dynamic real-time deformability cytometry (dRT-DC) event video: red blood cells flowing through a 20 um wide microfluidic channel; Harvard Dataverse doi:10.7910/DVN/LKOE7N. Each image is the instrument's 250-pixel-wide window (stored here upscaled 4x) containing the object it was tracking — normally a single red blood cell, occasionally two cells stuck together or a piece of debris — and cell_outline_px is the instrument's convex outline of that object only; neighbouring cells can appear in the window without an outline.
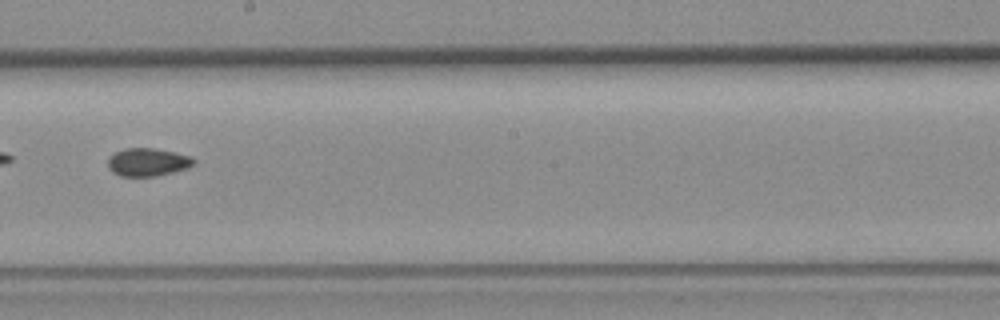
{"species": "common noctule bat (a hibernating species)", "species_latin": "Nyctalus noctula", "temperature_condition": "room temperature", "stored_images_in_passage": 52, "camera_frame_rate_fps": 3000, "um_per_image_px": 0.085, "animal": {"sex": "female", "body_mass_g": 19.3, "forearm_length_mm": 54.1}, "frame": {"image": 1, "passage_image": 29, "time_ms": 9.333, "image_size_px": [1000, 320], "cell_outline_px": [[196, 160], [188, 168], [156, 176], [120, 176], [112, 172], [108, 168], [108, 160], [116, 152], [124, 148], [152, 148], [172, 152], [188, 156]], "centroid_in_image_um": [12.52, 13.79], "position_along_channel_um": 235.7, "area_um2": 13.76}}
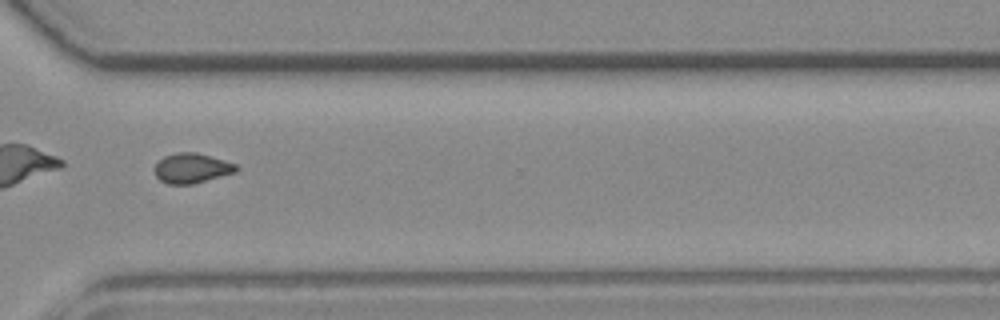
{"frame": {"image": 2, "passage_image": 38, "time_ms": 12.333, "image_size_px": [1000, 320], "cell_outline_px": [[240, 168], [236, 172], [192, 184], [168, 184], [160, 180], [156, 176], [156, 164], [164, 156], [176, 152], [196, 152], [224, 160], [236, 164]], "centroid_in_image_um": [16.32, 14.29], "position_along_channel_um": 354.3, "area_um2": 14.1}}
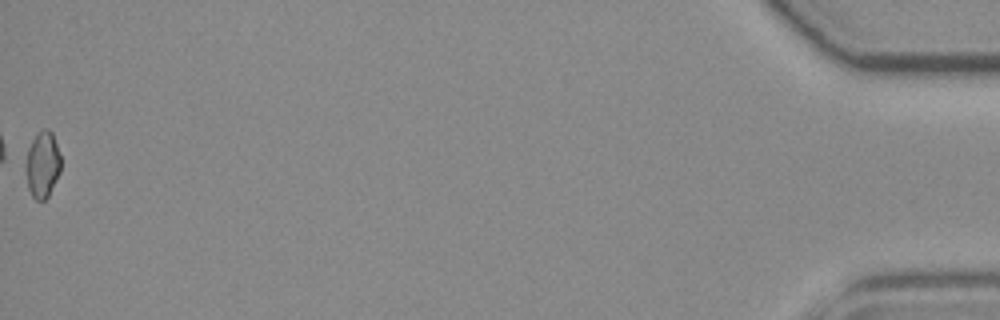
{"frame": {"image": 3, "passage_image": 52, "time_ms": 17.0, "image_size_px": [1000, 320], "cell_outline_px": [[60, 172], [48, 196], [44, 200], [36, 200], [32, 196], [28, 188], [28, 148], [32, 140], [44, 128], [48, 128], [52, 132], [60, 156]], "centroid_in_image_um": [3.65, 13.99], "position_along_channel_um": 431.6, "area_um2": 12.95}, "authors_computed_cell_mechanics": {"area_um2": 14.1032, "velocity_mm_per_s": 3.9534, "shape_relaxation_time_tau1_ms": null, "shape_relaxation_time_tau2_ms": 7.1804, "deformation_change_tau1": null, "deformation_change_tau2": 0.0984}}